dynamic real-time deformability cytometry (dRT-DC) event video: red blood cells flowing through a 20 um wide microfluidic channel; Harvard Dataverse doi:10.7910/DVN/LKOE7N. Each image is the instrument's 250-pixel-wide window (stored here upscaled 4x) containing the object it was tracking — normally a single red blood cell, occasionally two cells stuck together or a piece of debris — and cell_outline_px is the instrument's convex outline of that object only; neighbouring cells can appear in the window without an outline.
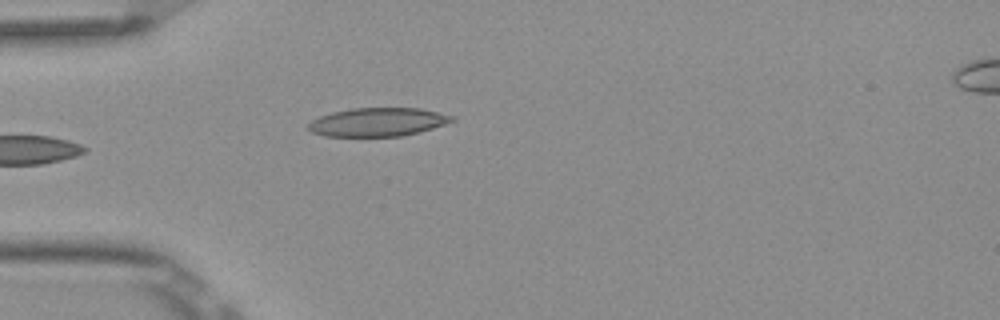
{"species": "Egyptian fruit bat (a non-hibernating species)", "species_latin": "Rousettus aegyptiacus", "temperature_condition": "room temperature", "stored_images_in_passage": 5, "camera_frame_rate_fps": 3000, "um_per_image_px": 0.085, "frame": {"image": 1, "passage_image": 5, "time_ms": 1.333, "image_size_px": [1000, 320], "cell_outline_px": [[456, 120], [432, 128], [400, 136], [324, 136], [312, 132], [308, 128], [308, 124], [312, 120], [320, 116], [332, 112], [352, 108], [420, 108], [456, 116]], "centroid_in_image_um": [32.11, 10.36], "position_along_channel_um": 52.9, "area_um2": 23.76}}